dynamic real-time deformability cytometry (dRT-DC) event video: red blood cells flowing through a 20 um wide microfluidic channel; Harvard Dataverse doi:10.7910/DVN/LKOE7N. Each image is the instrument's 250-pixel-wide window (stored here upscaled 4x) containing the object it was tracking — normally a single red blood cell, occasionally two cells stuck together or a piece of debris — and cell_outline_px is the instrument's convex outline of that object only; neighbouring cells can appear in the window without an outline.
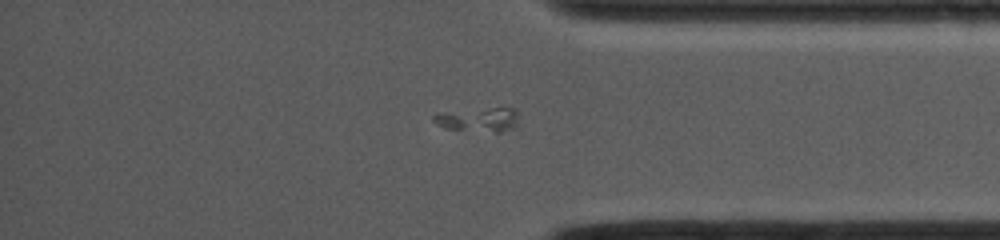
{"species": "common noctule bat (a hibernating species)", "species_latin": "Nyctalus noctula", "temperature_condition": "cold", "stored_images_in_passage": 66, "camera_frame_rate_fps": 4000, "um_per_image_px": 0.085, "animal": {"sex": "female", "body_mass_g": 19.0, "forearm_length_mm": 53.3}, "frame": {"image": 1, "passage_image": 58, "time_ms": 13.0, "image_size_px": [1000, 240], "cell_outline_px": [[516, 128], [500, 132], [496, 132], [444, 128], [436, 124], [432, 120], [432, 116], [440, 112], [492, 108], [516, 108]], "centroid_in_image_um": [40.65, 10.17], "position_along_channel_um": 394.5, "area_um2": 11.85}}
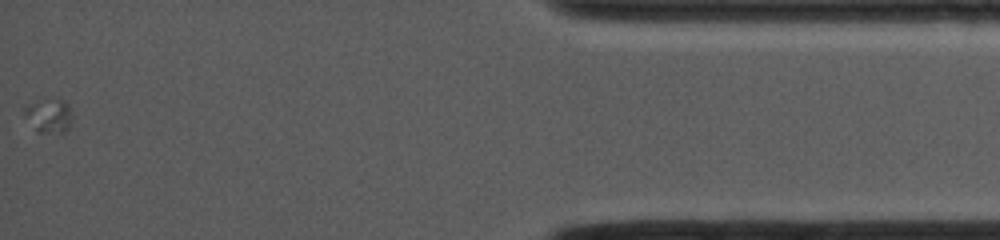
{"frame": {"image": 2, "passage_image": 66, "time_ms": 15.5, "image_size_px": [1000, 240], "cell_outline_px": [[72, 116], [68, 128], [64, 132], [36, 132], [24, 112], [24, 108], [28, 104], [40, 96], [60, 96], [68, 104]], "centroid_in_image_um": [4.15, 9.71], "position_along_channel_um": 431.0, "area_um2": 10.0}}